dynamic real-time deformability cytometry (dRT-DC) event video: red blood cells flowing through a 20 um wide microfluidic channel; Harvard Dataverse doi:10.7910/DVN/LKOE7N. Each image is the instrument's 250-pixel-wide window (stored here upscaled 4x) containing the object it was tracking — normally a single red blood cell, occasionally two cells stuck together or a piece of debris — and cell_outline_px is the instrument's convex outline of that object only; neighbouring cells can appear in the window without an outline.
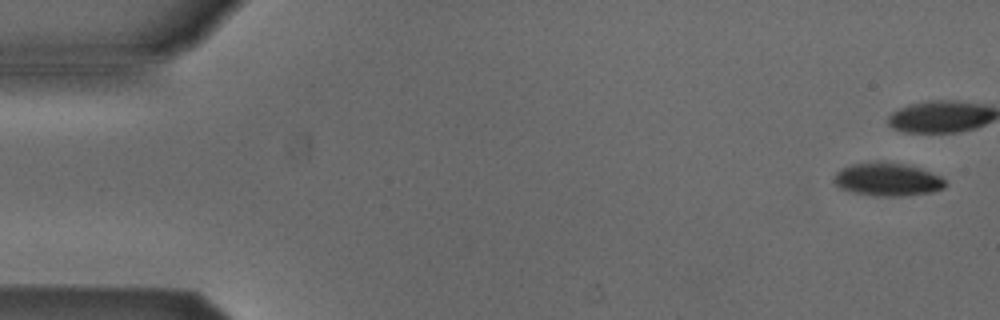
{"species": "Egyptian fruit bat (a non-hibernating species)", "species_latin": "Rousettus aegyptiacus", "temperature_condition": "cold", "stored_images_in_passage": 8, "camera_frame_rate_fps": 3000, "um_per_image_px": 0.085, "animal": {"sex": "male"}, "frame": {"image": 1, "passage_image": 1, "time_ms": 0.0, "image_size_px": [1000, 320], "cell_outline_px": [[948, 184], [944, 188], [932, 192], [904, 196], [876, 196], [852, 192], [840, 188], [832, 180], [836, 172], [840, 168], [852, 164], [900, 164], [916, 168], [940, 176]], "centroid_in_image_um": [75.42, 15.3], "position_along_channel_um": 9.6, "area_um2": 20.81}}
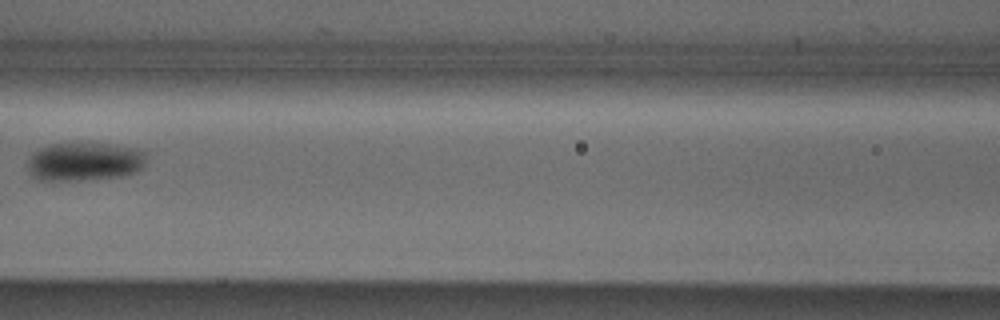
{"frame": {"image": 2, "passage_image": 7, "time_ms": 2.0, "image_size_px": [1000, 320], "cell_outline_px": [[148, 152], [144, 164], [136, 172], [124, 176], [84, 180], [40, 180], [32, 176], [28, 168], [28, 160], [32, 152], [40, 148], [52, 144], [108, 144], [136, 148]], "centroid_in_image_um": [7.2, 13.74], "position_along_channel_um": 159.4, "area_um2": 26.65}}
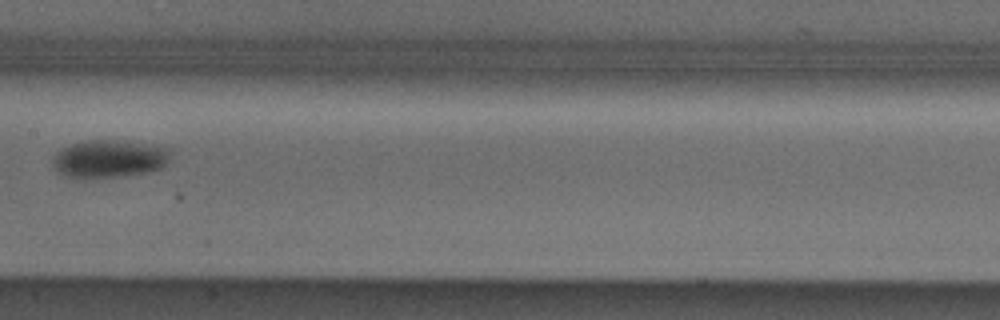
{"frame": {"image": 3, "passage_image": 8, "time_ms": 2.333, "image_size_px": [1000, 320], "cell_outline_px": [[168, 160], [160, 168], [148, 172], [116, 176], [68, 176], [60, 172], [52, 164], [52, 156], [56, 152], [72, 144], [88, 140], [116, 140], [168, 148]], "centroid_in_image_um": [9.25, 13.47], "position_along_channel_um": 198.2, "area_um2": 24.85}}